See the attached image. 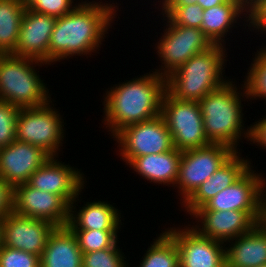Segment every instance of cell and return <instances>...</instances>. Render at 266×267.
Wrapping results in <instances>:
<instances>
[{
    "label": "cell",
    "instance_id": "e575fe53",
    "mask_svg": "<svg viewBox=\"0 0 266 267\" xmlns=\"http://www.w3.org/2000/svg\"><path fill=\"white\" fill-rule=\"evenodd\" d=\"M14 211V187L0 177V217Z\"/></svg>",
    "mask_w": 266,
    "mask_h": 267
},
{
    "label": "cell",
    "instance_id": "277c9868",
    "mask_svg": "<svg viewBox=\"0 0 266 267\" xmlns=\"http://www.w3.org/2000/svg\"><path fill=\"white\" fill-rule=\"evenodd\" d=\"M225 53L223 45L214 44L195 54L166 77V91L179 100L200 101L228 81L222 74L225 71Z\"/></svg>",
    "mask_w": 266,
    "mask_h": 267
},
{
    "label": "cell",
    "instance_id": "7a4b0ae2",
    "mask_svg": "<svg viewBox=\"0 0 266 267\" xmlns=\"http://www.w3.org/2000/svg\"><path fill=\"white\" fill-rule=\"evenodd\" d=\"M104 95L103 123L113 137L124 127L160 115L166 78L152 71L115 84Z\"/></svg>",
    "mask_w": 266,
    "mask_h": 267
},
{
    "label": "cell",
    "instance_id": "d4e9b609",
    "mask_svg": "<svg viewBox=\"0 0 266 267\" xmlns=\"http://www.w3.org/2000/svg\"><path fill=\"white\" fill-rule=\"evenodd\" d=\"M25 9L24 0H0V54L16 49Z\"/></svg>",
    "mask_w": 266,
    "mask_h": 267
},
{
    "label": "cell",
    "instance_id": "8d00e7d4",
    "mask_svg": "<svg viewBox=\"0 0 266 267\" xmlns=\"http://www.w3.org/2000/svg\"><path fill=\"white\" fill-rule=\"evenodd\" d=\"M161 6H188L197 4V0H163Z\"/></svg>",
    "mask_w": 266,
    "mask_h": 267
},
{
    "label": "cell",
    "instance_id": "836d02e7",
    "mask_svg": "<svg viewBox=\"0 0 266 267\" xmlns=\"http://www.w3.org/2000/svg\"><path fill=\"white\" fill-rule=\"evenodd\" d=\"M250 11V28L266 33V0H253Z\"/></svg>",
    "mask_w": 266,
    "mask_h": 267
},
{
    "label": "cell",
    "instance_id": "52a82bcc",
    "mask_svg": "<svg viewBox=\"0 0 266 267\" xmlns=\"http://www.w3.org/2000/svg\"><path fill=\"white\" fill-rule=\"evenodd\" d=\"M160 115L171 133L174 148L185 151L211 143L205 135L203 117L197 101L179 100L166 91Z\"/></svg>",
    "mask_w": 266,
    "mask_h": 267
},
{
    "label": "cell",
    "instance_id": "d590c367",
    "mask_svg": "<svg viewBox=\"0 0 266 267\" xmlns=\"http://www.w3.org/2000/svg\"><path fill=\"white\" fill-rule=\"evenodd\" d=\"M254 124V125H253ZM250 126V141L266 149V114Z\"/></svg>",
    "mask_w": 266,
    "mask_h": 267
},
{
    "label": "cell",
    "instance_id": "9a60e30c",
    "mask_svg": "<svg viewBox=\"0 0 266 267\" xmlns=\"http://www.w3.org/2000/svg\"><path fill=\"white\" fill-rule=\"evenodd\" d=\"M56 156L40 166L28 180L31 187L62 196L69 204L79 198L84 188V175L79 169L58 161Z\"/></svg>",
    "mask_w": 266,
    "mask_h": 267
},
{
    "label": "cell",
    "instance_id": "ac0fdd59",
    "mask_svg": "<svg viewBox=\"0 0 266 267\" xmlns=\"http://www.w3.org/2000/svg\"><path fill=\"white\" fill-rule=\"evenodd\" d=\"M49 158L50 155L39 146L16 140L0 148V177L13 187L27 183Z\"/></svg>",
    "mask_w": 266,
    "mask_h": 267
},
{
    "label": "cell",
    "instance_id": "8992f818",
    "mask_svg": "<svg viewBox=\"0 0 266 267\" xmlns=\"http://www.w3.org/2000/svg\"><path fill=\"white\" fill-rule=\"evenodd\" d=\"M50 103L52 100L39 107L21 108L17 117L16 140L39 146L50 156L58 157L59 147L63 146L66 136L64 120Z\"/></svg>",
    "mask_w": 266,
    "mask_h": 267
},
{
    "label": "cell",
    "instance_id": "4dcf8cb0",
    "mask_svg": "<svg viewBox=\"0 0 266 267\" xmlns=\"http://www.w3.org/2000/svg\"><path fill=\"white\" fill-rule=\"evenodd\" d=\"M118 245L83 254L82 267H126V259ZM129 267V265L127 266Z\"/></svg>",
    "mask_w": 266,
    "mask_h": 267
},
{
    "label": "cell",
    "instance_id": "3957f363",
    "mask_svg": "<svg viewBox=\"0 0 266 267\" xmlns=\"http://www.w3.org/2000/svg\"><path fill=\"white\" fill-rule=\"evenodd\" d=\"M230 80L206 94L198 104L207 139L211 143L228 145L237 152L241 136L250 139V127L245 131L243 126L244 114L241 106V97L248 98L245 86L242 84L243 92L238 91L235 82Z\"/></svg>",
    "mask_w": 266,
    "mask_h": 267
},
{
    "label": "cell",
    "instance_id": "44dd1931",
    "mask_svg": "<svg viewBox=\"0 0 266 267\" xmlns=\"http://www.w3.org/2000/svg\"><path fill=\"white\" fill-rule=\"evenodd\" d=\"M250 12L248 0H228L223 4L204 10L201 30L213 44L225 46V36L234 24L238 23L242 14V18L244 15L247 18V20L244 19L246 23L249 22V25L245 24V28L246 25L250 27Z\"/></svg>",
    "mask_w": 266,
    "mask_h": 267
},
{
    "label": "cell",
    "instance_id": "d6a6232c",
    "mask_svg": "<svg viewBox=\"0 0 266 267\" xmlns=\"http://www.w3.org/2000/svg\"><path fill=\"white\" fill-rule=\"evenodd\" d=\"M74 1L75 0H24L26 8L54 17H61L71 12L79 4H74Z\"/></svg>",
    "mask_w": 266,
    "mask_h": 267
},
{
    "label": "cell",
    "instance_id": "5b68a950",
    "mask_svg": "<svg viewBox=\"0 0 266 267\" xmlns=\"http://www.w3.org/2000/svg\"><path fill=\"white\" fill-rule=\"evenodd\" d=\"M36 64L46 65L11 53L0 54V100L20 108L39 107L51 101L48 88L34 68Z\"/></svg>",
    "mask_w": 266,
    "mask_h": 267
},
{
    "label": "cell",
    "instance_id": "ffe728a7",
    "mask_svg": "<svg viewBox=\"0 0 266 267\" xmlns=\"http://www.w3.org/2000/svg\"><path fill=\"white\" fill-rule=\"evenodd\" d=\"M230 241L231 245L225 247V267H258L266 264V225L263 222Z\"/></svg>",
    "mask_w": 266,
    "mask_h": 267
},
{
    "label": "cell",
    "instance_id": "f546056e",
    "mask_svg": "<svg viewBox=\"0 0 266 267\" xmlns=\"http://www.w3.org/2000/svg\"><path fill=\"white\" fill-rule=\"evenodd\" d=\"M20 107L0 100V148L16 141L17 117Z\"/></svg>",
    "mask_w": 266,
    "mask_h": 267
},
{
    "label": "cell",
    "instance_id": "ba28073f",
    "mask_svg": "<svg viewBox=\"0 0 266 267\" xmlns=\"http://www.w3.org/2000/svg\"><path fill=\"white\" fill-rule=\"evenodd\" d=\"M163 17L167 25L156 43V53L164 66L161 65L154 72L166 78L192 56L208 50L214 44L201 29L175 25L168 17Z\"/></svg>",
    "mask_w": 266,
    "mask_h": 267
},
{
    "label": "cell",
    "instance_id": "cb8c5ba5",
    "mask_svg": "<svg viewBox=\"0 0 266 267\" xmlns=\"http://www.w3.org/2000/svg\"><path fill=\"white\" fill-rule=\"evenodd\" d=\"M182 151L174 148L161 154L135 157L128 165L150 183L175 186Z\"/></svg>",
    "mask_w": 266,
    "mask_h": 267
},
{
    "label": "cell",
    "instance_id": "d6986e66",
    "mask_svg": "<svg viewBox=\"0 0 266 267\" xmlns=\"http://www.w3.org/2000/svg\"><path fill=\"white\" fill-rule=\"evenodd\" d=\"M235 152L215 173L205 180L182 204L186 213L192 214L210 199L237 181L251 166L249 159H243Z\"/></svg>",
    "mask_w": 266,
    "mask_h": 267
},
{
    "label": "cell",
    "instance_id": "83f0119b",
    "mask_svg": "<svg viewBox=\"0 0 266 267\" xmlns=\"http://www.w3.org/2000/svg\"><path fill=\"white\" fill-rule=\"evenodd\" d=\"M72 232L83 254L113 248L119 241L118 230H72Z\"/></svg>",
    "mask_w": 266,
    "mask_h": 267
},
{
    "label": "cell",
    "instance_id": "4316f807",
    "mask_svg": "<svg viewBox=\"0 0 266 267\" xmlns=\"http://www.w3.org/2000/svg\"><path fill=\"white\" fill-rule=\"evenodd\" d=\"M259 50L255 53L253 63H251L243 82L248 99L264 98L266 101V46Z\"/></svg>",
    "mask_w": 266,
    "mask_h": 267
},
{
    "label": "cell",
    "instance_id": "74e56055",
    "mask_svg": "<svg viewBox=\"0 0 266 267\" xmlns=\"http://www.w3.org/2000/svg\"><path fill=\"white\" fill-rule=\"evenodd\" d=\"M228 0H197V4L203 9L212 8L227 2Z\"/></svg>",
    "mask_w": 266,
    "mask_h": 267
},
{
    "label": "cell",
    "instance_id": "f35d334b",
    "mask_svg": "<svg viewBox=\"0 0 266 267\" xmlns=\"http://www.w3.org/2000/svg\"><path fill=\"white\" fill-rule=\"evenodd\" d=\"M264 196H263V216H262V222L266 225V186L264 189Z\"/></svg>",
    "mask_w": 266,
    "mask_h": 267
},
{
    "label": "cell",
    "instance_id": "9c48e42d",
    "mask_svg": "<svg viewBox=\"0 0 266 267\" xmlns=\"http://www.w3.org/2000/svg\"><path fill=\"white\" fill-rule=\"evenodd\" d=\"M236 151L230 146L210 143L207 146L182 151L175 187L184 203L195 190L223 165Z\"/></svg>",
    "mask_w": 266,
    "mask_h": 267
},
{
    "label": "cell",
    "instance_id": "2e32d148",
    "mask_svg": "<svg viewBox=\"0 0 266 267\" xmlns=\"http://www.w3.org/2000/svg\"><path fill=\"white\" fill-rule=\"evenodd\" d=\"M55 228L51 222L22 216L13 211L4 217L3 245L41 257Z\"/></svg>",
    "mask_w": 266,
    "mask_h": 267
},
{
    "label": "cell",
    "instance_id": "ab89813d",
    "mask_svg": "<svg viewBox=\"0 0 266 267\" xmlns=\"http://www.w3.org/2000/svg\"><path fill=\"white\" fill-rule=\"evenodd\" d=\"M4 217H0V246L3 245Z\"/></svg>",
    "mask_w": 266,
    "mask_h": 267
},
{
    "label": "cell",
    "instance_id": "4fadbf2b",
    "mask_svg": "<svg viewBox=\"0 0 266 267\" xmlns=\"http://www.w3.org/2000/svg\"><path fill=\"white\" fill-rule=\"evenodd\" d=\"M14 212L64 227L69 221L70 204L62 196L22 183L14 187Z\"/></svg>",
    "mask_w": 266,
    "mask_h": 267
},
{
    "label": "cell",
    "instance_id": "1f68e13d",
    "mask_svg": "<svg viewBox=\"0 0 266 267\" xmlns=\"http://www.w3.org/2000/svg\"><path fill=\"white\" fill-rule=\"evenodd\" d=\"M0 267H40V257L2 245L0 246Z\"/></svg>",
    "mask_w": 266,
    "mask_h": 267
},
{
    "label": "cell",
    "instance_id": "5bb4252c",
    "mask_svg": "<svg viewBox=\"0 0 266 267\" xmlns=\"http://www.w3.org/2000/svg\"><path fill=\"white\" fill-rule=\"evenodd\" d=\"M252 167L251 165L237 181L210 199L204 207L216 211L263 212L266 179L261 173H255Z\"/></svg>",
    "mask_w": 266,
    "mask_h": 267
},
{
    "label": "cell",
    "instance_id": "7c38bea8",
    "mask_svg": "<svg viewBox=\"0 0 266 267\" xmlns=\"http://www.w3.org/2000/svg\"><path fill=\"white\" fill-rule=\"evenodd\" d=\"M192 215L195 220L197 219L196 222H198L197 225L192 227L200 234L223 243H228V241L249 232L257 223L262 222L263 212L216 211L207 210L203 206Z\"/></svg>",
    "mask_w": 266,
    "mask_h": 267
},
{
    "label": "cell",
    "instance_id": "7402d4cb",
    "mask_svg": "<svg viewBox=\"0 0 266 267\" xmlns=\"http://www.w3.org/2000/svg\"><path fill=\"white\" fill-rule=\"evenodd\" d=\"M75 198L70 204L69 221L67 226L71 230H119L121 213L115 206L105 201L86 202L76 211ZM74 210V211H73Z\"/></svg>",
    "mask_w": 266,
    "mask_h": 267
},
{
    "label": "cell",
    "instance_id": "6da1fadb",
    "mask_svg": "<svg viewBox=\"0 0 266 267\" xmlns=\"http://www.w3.org/2000/svg\"><path fill=\"white\" fill-rule=\"evenodd\" d=\"M112 4L81 1L71 12L57 17L49 43L47 65L67 57L97 53L119 10L117 5Z\"/></svg>",
    "mask_w": 266,
    "mask_h": 267
},
{
    "label": "cell",
    "instance_id": "f1b7e54d",
    "mask_svg": "<svg viewBox=\"0 0 266 267\" xmlns=\"http://www.w3.org/2000/svg\"><path fill=\"white\" fill-rule=\"evenodd\" d=\"M161 7V15L168 17L175 25L201 29L204 10L198 4Z\"/></svg>",
    "mask_w": 266,
    "mask_h": 267
},
{
    "label": "cell",
    "instance_id": "8fae6325",
    "mask_svg": "<svg viewBox=\"0 0 266 267\" xmlns=\"http://www.w3.org/2000/svg\"><path fill=\"white\" fill-rule=\"evenodd\" d=\"M188 226L165 229L178 247L180 267H225L226 244Z\"/></svg>",
    "mask_w": 266,
    "mask_h": 267
},
{
    "label": "cell",
    "instance_id": "30bf717a",
    "mask_svg": "<svg viewBox=\"0 0 266 267\" xmlns=\"http://www.w3.org/2000/svg\"><path fill=\"white\" fill-rule=\"evenodd\" d=\"M113 138L119 144L120 159L127 165L135 157L161 154L174 149L171 133L161 115L128 125Z\"/></svg>",
    "mask_w": 266,
    "mask_h": 267
},
{
    "label": "cell",
    "instance_id": "484cf974",
    "mask_svg": "<svg viewBox=\"0 0 266 267\" xmlns=\"http://www.w3.org/2000/svg\"><path fill=\"white\" fill-rule=\"evenodd\" d=\"M153 240L138 267H180L179 251L174 239L163 231Z\"/></svg>",
    "mask_w": 266,
    "mask_h": 267
},
{
    "label": "cell",
    "instance_id": "e0dca14e",
    "mask_svg": "<svg viewBox=\"0 0 266 267\" xmlns=\"http://www.w3.org/2000/svg\"><path fill=\"white\" fill-rule=\"evenodd\" d=\"M57 17L25 9L16 49V56L38 60L47 64L49 43Z\"/></svg>",
    "mask_w": 266,
    "mask_h": 267
},
{
    "label": "cell",
    "instance_id": "603a6c76",
    "mask_svg": "<svg viewBox=\"0 0 266 267\" xmlns=\"http://www.w3.org/2000/svg\"><path fill=\"white\" fill-rule=\"evenodd\" d=\"M83 253L68 226L56 227L40 257V267H82Z\"/></svg>",
    "mask_w": 266,
    "mask_h": 267
}]
</instances>
